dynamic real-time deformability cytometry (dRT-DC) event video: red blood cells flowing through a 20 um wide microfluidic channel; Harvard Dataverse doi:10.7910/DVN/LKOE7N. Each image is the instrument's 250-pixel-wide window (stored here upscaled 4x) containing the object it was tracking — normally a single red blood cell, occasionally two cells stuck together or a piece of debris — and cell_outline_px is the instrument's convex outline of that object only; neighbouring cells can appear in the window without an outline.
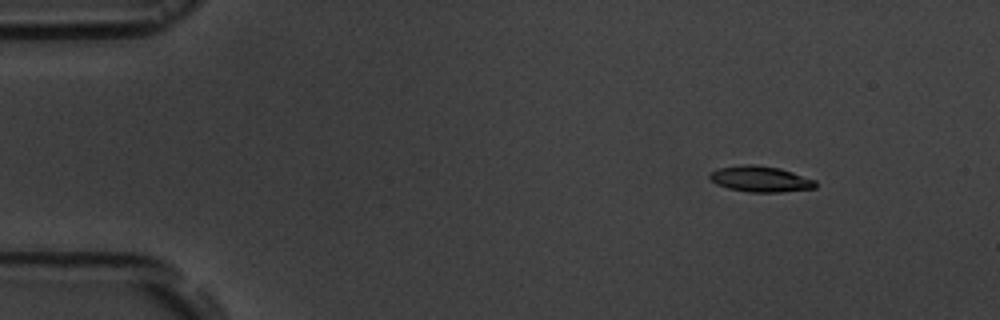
{"species": "common noctule bat (a hibernating species)", "species_latin": "Nyctalus noctula", "temperature_condition": "room temperature", "stored_images_in_passage": 4, "camera_frame_rate_fps": 3000, "um_per_image_px": 0.085, "animal": {"sex": "male", "body_mass_g": 19.5, "forearm_length_mm": 54.6}, "frame": {"image": 1, "passage_image": 1, "time_ms": 0.0, "image_size_px": [1000, 320], "cell_outline_px": [[816, 188], [780, 192], [748, 192], [728, 188], [716, 184], [708, 176], [716, 168], [744, 164], [756, 164], [780, 168], [816, 180]], "centroid_in_image_um": [64.63, 15.21], "position_along_channel_um": 20.4, "area_um2": 16.01}}
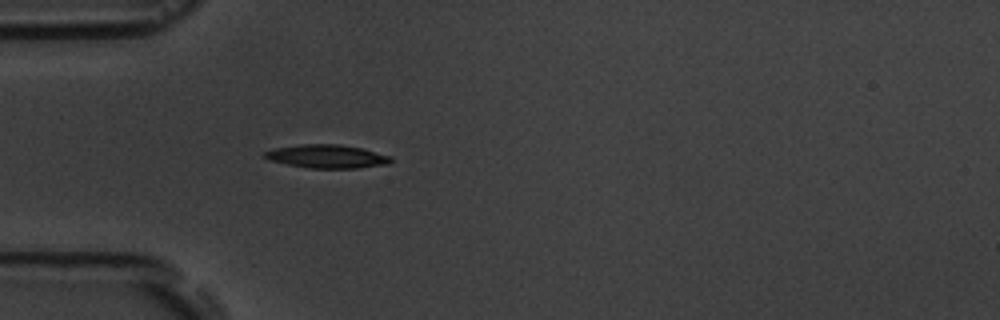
{"frame": {"image": 2, "passage_image": 4, "time_ms": 3.333, "image_size_px": [1000, 320], "cell_outline_px": [[392, 160], [388, 164], [356, 168], [308, 168], [268, 160], [264, 156], [264, 152], [272, 148], [300, 144], [340, 144], [364, 148], [392, 156]], "centroid_in_image_um": [27.8, 13.28], "position_along_channel_um": 57.2, "area_um2": 17.4}}